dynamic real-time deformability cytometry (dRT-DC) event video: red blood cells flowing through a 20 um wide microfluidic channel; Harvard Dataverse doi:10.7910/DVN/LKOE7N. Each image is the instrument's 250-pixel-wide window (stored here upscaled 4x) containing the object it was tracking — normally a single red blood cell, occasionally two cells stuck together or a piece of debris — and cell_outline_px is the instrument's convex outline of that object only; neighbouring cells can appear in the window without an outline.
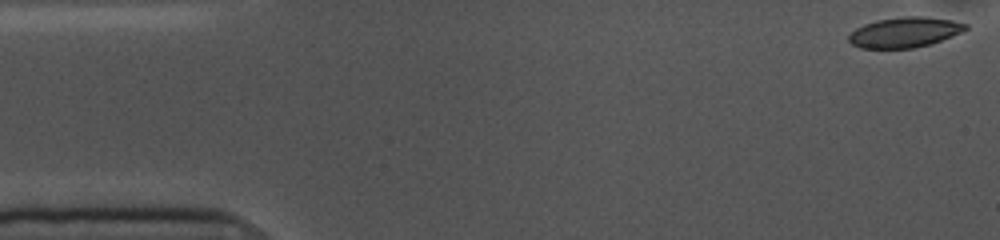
{"species": "common noctule bat (a hibernating species)", "species_latin": "Nyctalus noctula", "temperature_condition": "cold", "stored_images_in_passage": 54, "camera_frame_rate_fps": 3000, "um_per_image_px": 0.085, "animal": {"sex": "female", "body_mass_g": 10.0, "forearm_length_mm": 53.1}, "frame": {"image": 1, "passage_image": 1, "time_ms": 0.0, "image_size_px": [1000, 240], "cell_outline_px": [[968, 28], [964, 32], [928, 44], [912, 48], [860, 48], [852, 44], [848, 40], [848, 36], [856, 28], [864, 24], [876, 20], [904, 16], [924, 16], [952, 20], [968, 24]], "centroid_in_image_um": [76.9, 2.73], "position_along_channel_um": 8.1, "area_um2": 20.58}}
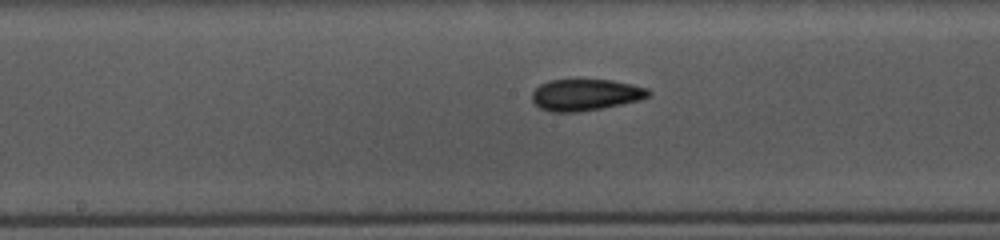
{"frame": {"image": 2, "passage_image": 26, "time_ms": 8.333, "image_size_px": [1000, 240], "cell_outline_px": [[652, 92], [648, 96], [640, 100], [600, 108], [576, 112], [552, 112], [540, 108], [532, 100], [532, 92], [540, 84], [548, 80], [612, 80], [632, 84], [648, 88]], "centroid_in_image_um": [49.77, 8.05], "position_along_channel_um": 198.4, "area_um2": 21.27}}
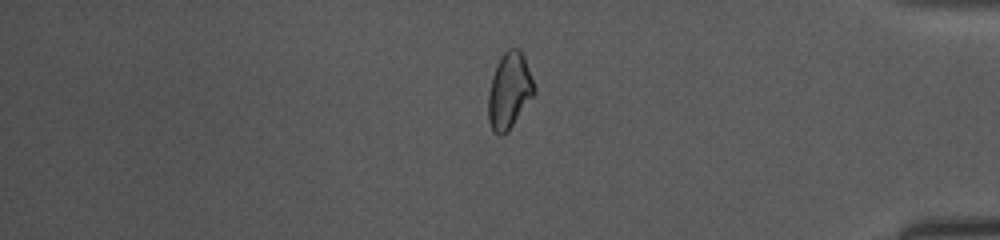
{"frame": {"image": 3, "passage_image": 45, "time_ms": 14.667, "image_size_px": [1000, 240], "cell_outline_px": [[536, 92], [508, 132], [504, 136], [496, 136], [492, 132], [488, 120], [488, 92], [492, 76], [496, 64], [504, 52], [508, 48], [520, 48], [524, 56], [536, 88]], "centroid_in_image_um": [43.28, 7.75], "position_along_channel_um": 391.9, "area_um2": 20.75}, "authors_computed_cell_mechanics": {"area_um2": 21.0681, "velocity_mm_per_s": 3.5738, "shape_relaxation_time_tau1_ms": 5.3844, "shape_relaxation_time_tau2_ms": 4.4749, "deformation_change_tau1": 0.1093, "deformation_change_tau2": 0.0889}}